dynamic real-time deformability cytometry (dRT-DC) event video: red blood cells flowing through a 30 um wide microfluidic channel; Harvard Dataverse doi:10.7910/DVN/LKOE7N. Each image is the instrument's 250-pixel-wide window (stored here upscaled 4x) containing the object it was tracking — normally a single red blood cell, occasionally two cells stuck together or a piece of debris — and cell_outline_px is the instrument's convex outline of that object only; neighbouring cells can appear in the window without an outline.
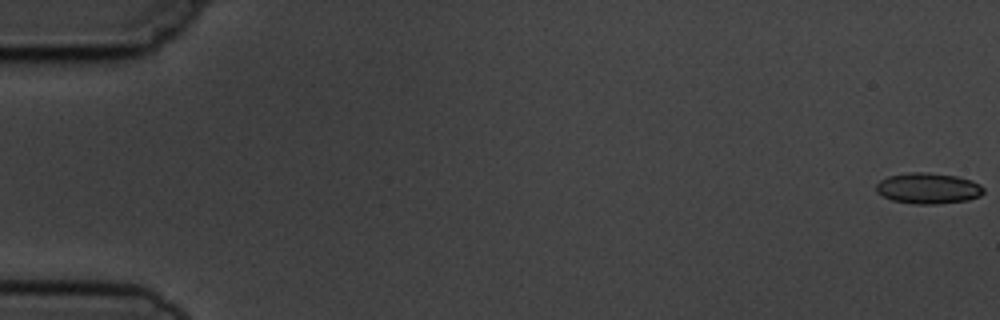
{"species": "common noctule bat (a hibernating species)", "species_latin": "Nyctalus noctula", "temperature_condition": "cold", "stored_images_in_passage": 6, "camera_frame_rate_fps": 3000, "um_per_image_px": 0.085, "animal": {"sex": "male", "body_mass_g": 19.5, "forearm_length_mm": 54.6}, "frame": {"image": 1, "passage_image": 1, "time_ms": 0.0, "image_size_px": [1000, 320], "cell_outline_px": [[984, 192], [980, 196], [968, 200], [936, 204], [916, 204], [892, 200], [876, 192], [876, 184], [880, 180], [888, 176], [908, 172], [928, 172], [956, 176], [972, 180], [980, 184], [984, 188]], "centroid_in_image_um": [78.9, 16.0], "position_along_channel_um": 6.1, "area_um2": 19.42}}
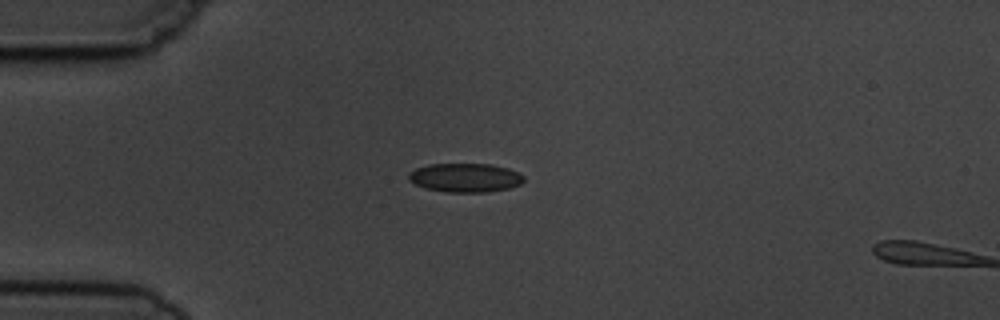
{"frame": {"image": 2, "passage_image": 5, "time_ms": 4.667, "image_size_px": [1000, 320], "cell_outline_px": [[524, 180], [520, 184], [508, 188], [488, 192], [444, 192], [424, 188], [408, 180], [408, 172], [416, 168], [428, 164], [492, 164], [508, 168], [524, 176]], "centroid_in_image_um": [39.51, 15.1], "position_along_channel_um": 45.5, "area_um2": 19.48}}